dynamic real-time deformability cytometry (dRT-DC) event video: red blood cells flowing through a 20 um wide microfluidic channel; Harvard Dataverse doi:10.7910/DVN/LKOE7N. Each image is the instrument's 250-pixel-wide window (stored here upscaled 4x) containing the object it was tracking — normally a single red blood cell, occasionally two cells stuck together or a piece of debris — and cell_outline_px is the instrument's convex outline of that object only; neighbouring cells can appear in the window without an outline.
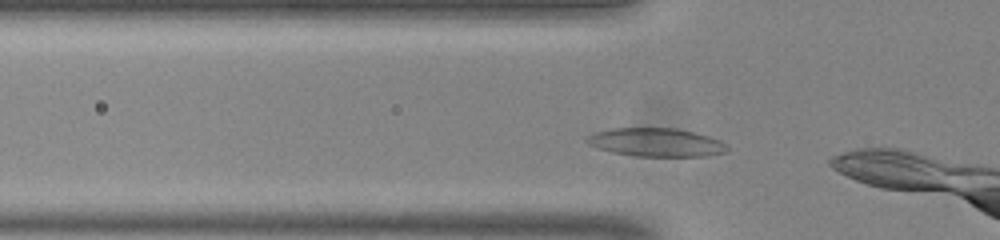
{"species": "common noctule bat (a hibernating species)", "species_latin": "Nyctalus noctula", "temperature_condition": "room temperature", "stored_images_in_passage": 6, "camera_frame_rate_fps": 3000, "um_per_image_px": 0.085, "animal": {"sex": "male", "body_mass_g": 20.0, "forearm_length_mm": 53.3}, "frame": {"image": 1, "passage_image": 3, "time_ms": 0.667, "image_size_px": [1000, 240], "cell_outline_px": [[728, 152], [708, 156], [636, 156], [612, 152], [588, 144], [584, 140], [588, 136], [596, 132], [612, 128], [676, 128], [708, 136], [720, 140], [728, 144]], "centroid_in_image_um": [55.81, 12.1], "position_along_channel_um": 70.0, "area_um2": 23.24}}